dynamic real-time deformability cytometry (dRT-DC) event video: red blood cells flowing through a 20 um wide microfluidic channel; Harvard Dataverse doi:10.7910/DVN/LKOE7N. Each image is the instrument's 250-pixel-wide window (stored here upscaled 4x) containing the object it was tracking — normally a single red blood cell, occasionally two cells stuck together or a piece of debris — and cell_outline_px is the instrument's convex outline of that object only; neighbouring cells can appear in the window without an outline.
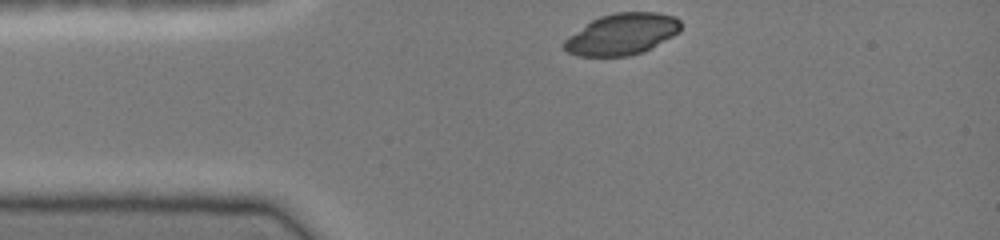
{"species": "common noctule bat (a hibernating species)", "species_latin": "Nyctalus noctula", "temperature_condition": "cold", "stored_images_in_passage": 15, "camera_frame_rate_fps": 3000, "um_per_image_px": 0.085, "animal": {"sex": "female", "body_mass_g": 19.0, "forearm_length_mm": 51.5}, "frame": {"image": 1, "passage_image": 1, "time_ms": 0.0, "image_size_px": [1000, 240], "cell_outline_px": [[680, 32], [644, 52], [628, 56], [576, 56], [568, 52], [564, 48], [564, 40], [568, 36], [592, 20], [600, 16], [616, 12], [656, 12], [676, 16], [680, 20]], "centroid_in_image_um": [52.88, 2.9], "position_along_channel_um": 32.1, "area_um2": 28.15}}
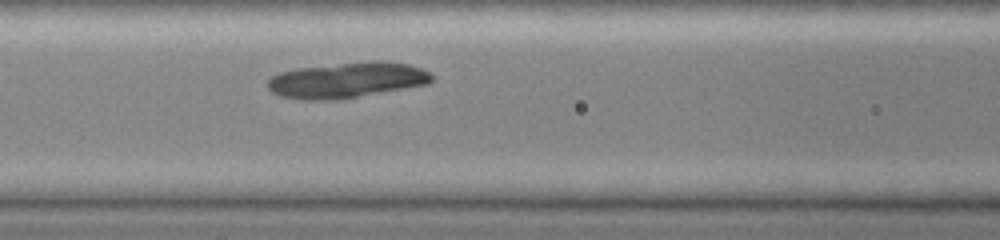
{"frame": {"image": 2, "passage_image": 11, "time_ms": 3.333, "image_size_px": [1000, 240], "cell_outline_px": [[432, 80], [428, 84], [340, 100], [300, 100], [280, 96], [272, 92], [268, 88], [268, 80], [272, 76], [280, 72], [296, 68], [372, 60], [376, 60], [408, 64], [420, 68], [428, 72], [432, 76]], "centroid_in_image_um": [29.46, 6.82], "position_along_channel_um": 137.1, "area_um2": 34.22}}
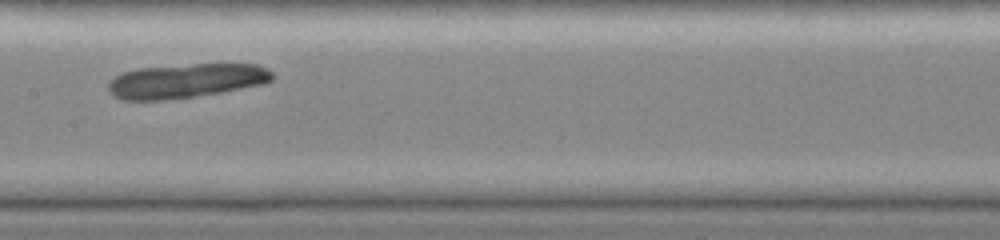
{"frame": {"image": 3, "passage_image": 15, "time_ms": 4.667, "image_size_px": [1000, 240], "cell_outline_px": [[276, 76], [272, 80], [264, 84], [220, 92], [196, 96], [164, 100], [120, 100], [108, 92], [108, 84], [116, 76], [124, 72], [136, 68], [192, 64], [256, 64], [272, 72]], "centroid_in_image_um": [15.81, 6.87], "position_along_channel_um": 191.6, "area_um2": 32.77}}